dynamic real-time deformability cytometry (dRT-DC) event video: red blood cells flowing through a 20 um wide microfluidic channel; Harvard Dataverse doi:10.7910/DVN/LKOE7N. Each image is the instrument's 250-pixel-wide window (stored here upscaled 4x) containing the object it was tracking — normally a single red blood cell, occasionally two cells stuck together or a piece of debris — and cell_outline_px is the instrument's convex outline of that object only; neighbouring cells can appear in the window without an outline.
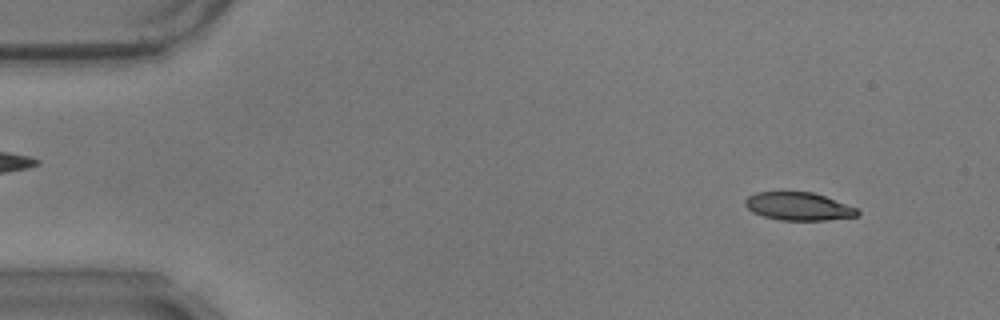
{"species": "common noctule bat (a hibernating species)", "species_latin": "Nyctalus noctula", "temperature_condition": "warm", "stored_images_in_passage": 57, "camera_frame_rate_fps": 3000, "um_per_image_px": 0.085, "animal": {"sex": "male", "body_mass_g": 17.9}, "frame": {"image": 1, "passage_image": 5, "time_ms": 1.333, "image_size_px": [1000, 320], "cell_outline_px": [[860, 212], [856, 216], [828, 220], [780, 220], [764, 216], [752, 212], [744, 204], [744, 200], [748, 196], [756, 192], [812, 192], [824, 196], [856, 208]], "centroid_in_image_um": [67.84, 17.54], "position_along_channel_um": 17.2, "area_um2": 18.15}}
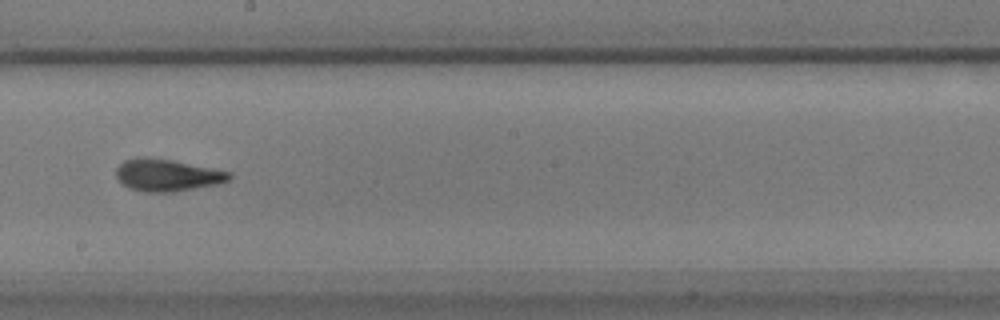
{"frame": {"image": 2, "passage_image": 32, "time_ms": 10.333, "image_size_px": [1000, 320], "cell_outline_px": [[232, 176], [228, 180], [216, 184], [172, 192], [144, 192], [128, 188], [116, 176], [116, 168], [124, 160], [136, 156], [144, 156], [172, 160], [232, 172]], "centroid_in_image_um": [14.17, 14.87], "position_along_channel_um": 234.0, "area_um2": 21.15}}
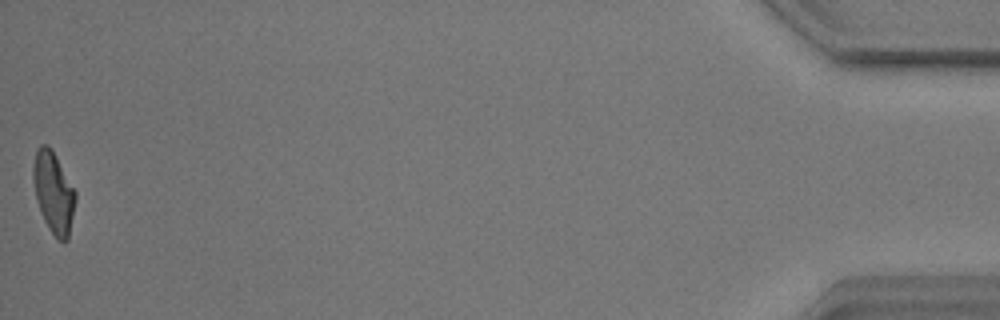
{"frame": {"image": 3, "passage_image": 57, "time_ms": 18.667, "image_size_px": [1000, 320], "cell_outline_px": [[76, 200], [68, 240], [56, 240], [48, 228], [40, 212], [36, 200], [32, 180], [32, 168], [36, 148], [40, 144], [48, 144], [52, 148], [76, 192]], "centroid_in_image_um": [4.53, 16.34], "position_along_channel_um": 430.7, "area_um2": 20.4}, "authors_computed_cell_mechanics": {"area_um2": 20.1722, "velocity_mm_per_s": 3.4981, "shape_relaxation_time_tau1_ms": 4.5682, "shape_relaxation_time_tau2_ms": 2.0143, "deformation_change_tau1": 0.1881, "deformation_change_tau2": 0.1014}}